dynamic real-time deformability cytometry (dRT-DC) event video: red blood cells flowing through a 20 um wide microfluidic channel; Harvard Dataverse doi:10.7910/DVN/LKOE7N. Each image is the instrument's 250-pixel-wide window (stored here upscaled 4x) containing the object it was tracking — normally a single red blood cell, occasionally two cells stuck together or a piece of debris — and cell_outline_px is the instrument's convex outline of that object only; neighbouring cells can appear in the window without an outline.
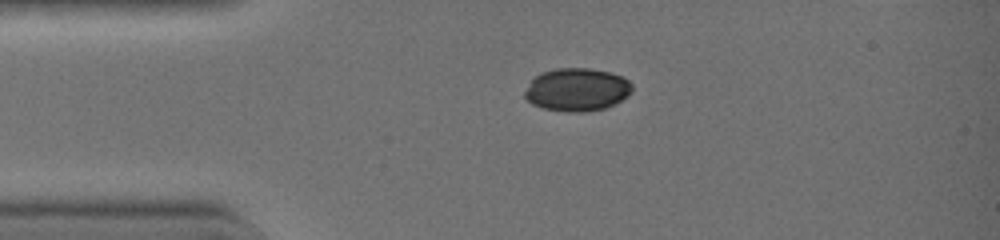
{"species": "common noctule bat (a hibernating species)", "species_latin": "Nyctalus noctula", "temperature_condition": "warm", "stored_images_in_passage": 32, "camera_frame_rate_fps": 3000, "um_per_image_px": 0.085, "animal": {"sex": "female", "body_mass_g": 19.0, "forearm_length_mm": 51.5}, "frame": {"image": 1, "passage_image": 1, "time_ms": 0.0, "image_size_px": [1000, 240], "cell_outline_px": [[632, 92], [628, 96], [604, 108], [580, 112], [544, 108], [532, 104], [524, 96], [524, 92], [532, 80], [540, 72], [556, 68], [588, 68], [612, 72], [624, 76], [632, 84]], "centroid_in_image_um": [49.06, 7.59], "position_along_channel_um": 35.9, "area_um2": 26.7}}
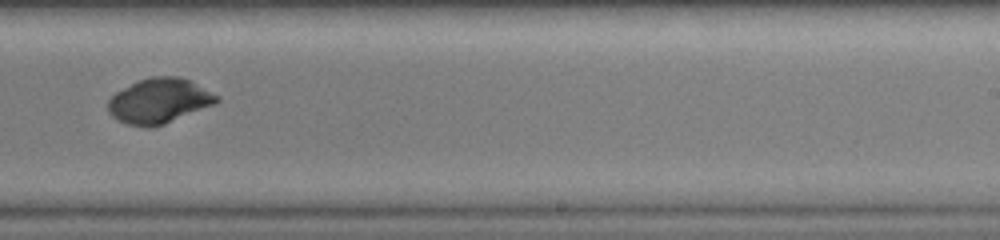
{"frame": {"image": 2, "passage_image": 19, "time_ms": 6.0, "image_size_px": [1000, 240], "cell_outline_px": [[220, 100], [216, 104], [164, 124], [152, 128], [148, 128], [128, 124], [112, 116], [108, 112], [108, 100], [116, 92], [140, 80], [152, 76], [180, 76], [192, 80], [220, 96]], "centroid_in_image_um": [13.58, 8.57], "position_along_channel_um": 275.4, "area_um2": 28.61}}
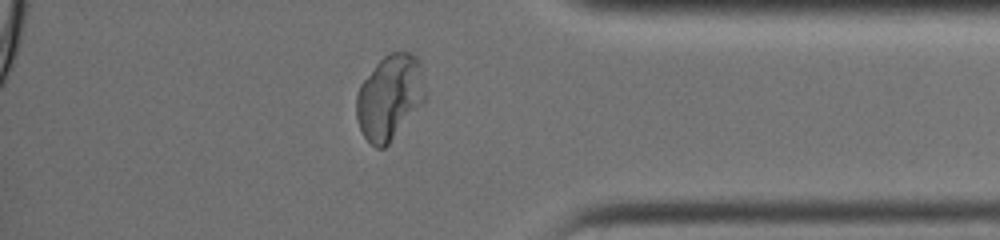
{"frame": {"image": 3, "passage_image": 28, "time_ms": 9.0, "image_size_px": [1000, 240], "cell_outline_px": [[428, 96], [388, 144], [384, 148], [376, 148], [364, 136], [360, 128], [356, 116], [356, 96], [360, 84], [376, 64], [388, 52], [412, 52], [420, 60]], "centroid_in_image_um": [33.14, 8.22], "position_along_channel_um": 402.1, "area_um2": 34.16}, "authors_computed_cell_mechanics": {"area_um2": 28.9867, "velocity_mm_per_s": 4.4859, "shape_relaxation_time_tau1_ms": 3.5042, "shape_relaxation_time_tau2_ms": null, "deformation_change_tau1": 0.1026, "deformation_change_tau2": null}}